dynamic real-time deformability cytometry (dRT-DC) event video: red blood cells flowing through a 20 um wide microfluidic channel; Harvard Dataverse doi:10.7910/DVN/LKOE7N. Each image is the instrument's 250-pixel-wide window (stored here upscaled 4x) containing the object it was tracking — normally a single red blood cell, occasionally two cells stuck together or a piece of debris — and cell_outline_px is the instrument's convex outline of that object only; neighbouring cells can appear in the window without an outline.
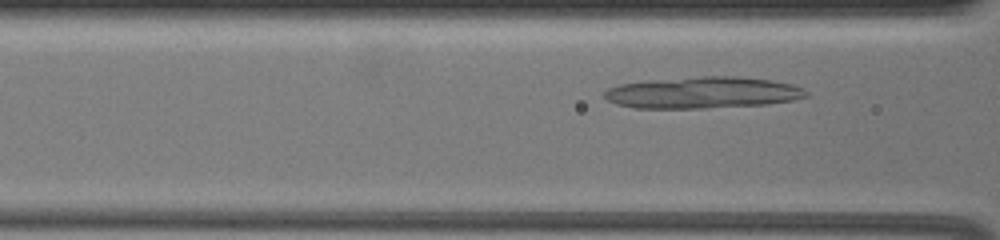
{"species": "common noctule bat (a hibernating species)", "species_latin": "Nyctalus noctula", "temperature_condition": "warm", "stored_images_in_passage": 40, "camera_frame_rate_fps": 3000, "um_per_image_px": 0.085, "animal": {"sex": "female", "body_mass_g": 19.5, "forearm_length_mm": 54.1}, "frame": {"image": 1, "passage_image": 11, "time_ms": 3.333, "image_size_px": [1000, 240], "cell_outline_px": [[808, 96], [792, 100], [768, 104], [704, 108], [632, 108], [616, 104], [608, 100], [604, 96], [604, 92], [608, 88], [620, 84], [644, 80], [700, 76], [736, 76], [772, 80], [792, 84], [804, 88], [808, 92]], "centroid_in_image_um": [59.72, 7.86], "position_along_channel_um": 106.9, "area_um2": 37.4}}
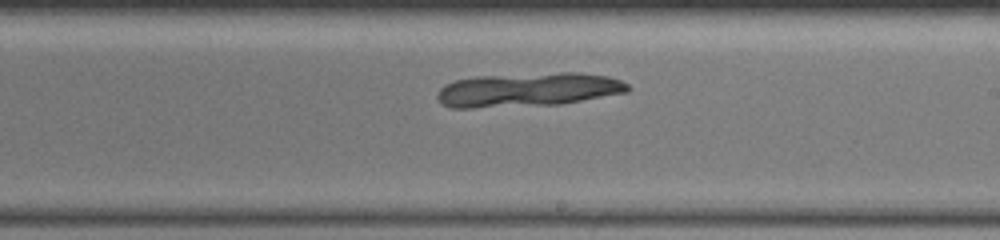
{"frame": {"image": 2, "passage_image": 23, "time_ms": 7.333, "image_size_px": [1000, 240], "cell_outline_px": [[632, 88], [628, 92], [560, 104], [472, 108], [452, 108], [440, 104], [436, 96], [440, 88], [444, 84], [456, 80], [476, 76], [564, 72], [580, 72], [608, 76], [620, 80], [628, 84]], "centroid_in_image_um": [44.87, 7.62], "position_along_channel_um": 244.1, "area_um2": 37.97}}
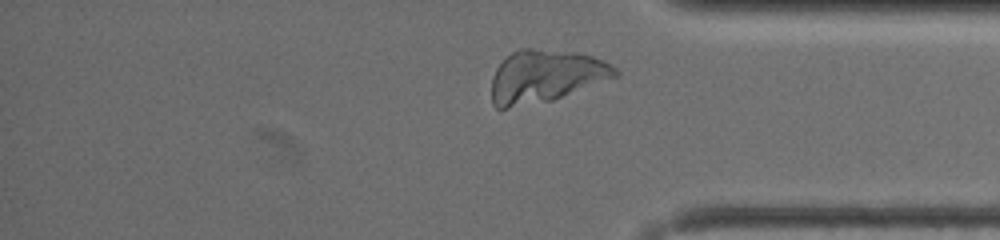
{"frame": {"image": 3, "passage_image": 36, "time_ms": 11.667, "image_size_px": [1000, 240], "cell_outline_px": [[620, 76], [552, 100], [504, 108], [496, 108], [492, 104], [492, 76], [496, 68], [512, 52], [520, 48], [532, 48], [576, 52], [592, 56], [604, 60], [612, 64], [620, 72]], "centroid_in_image_um": [46.41, 6.46], "position_along_channel_um": 388.8, "area_um2": 37.86}}